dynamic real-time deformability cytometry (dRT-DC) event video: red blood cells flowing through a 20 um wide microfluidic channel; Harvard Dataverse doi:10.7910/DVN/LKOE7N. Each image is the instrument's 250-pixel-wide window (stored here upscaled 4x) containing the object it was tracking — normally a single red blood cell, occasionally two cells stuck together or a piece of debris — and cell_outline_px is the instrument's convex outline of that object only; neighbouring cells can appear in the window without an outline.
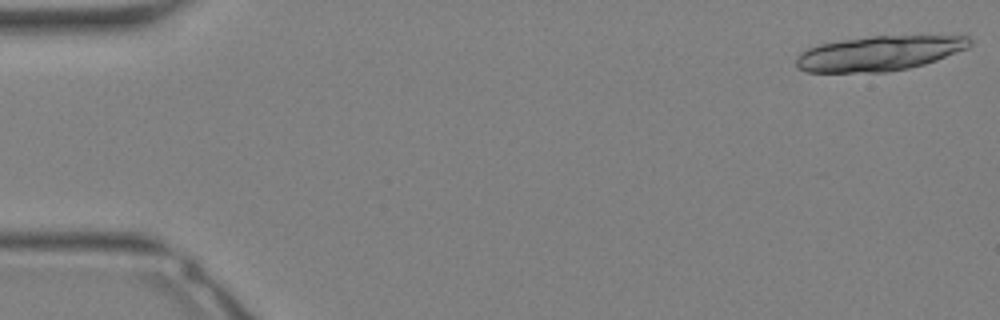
{"species": "Egyptian fruit bat (a non-hibernating species)", "species_latin": "Rousettus aegyptiacus", "temperature_condition": "warm", "stored_images_in_passage": 13, "camera_frame_rate_fps": 3000, "um_per_image_px": 0.085, "animal": {"sex": "female"}, "frame": {"image": 1, "passage_image": 1, "time_ms": 0.0, "image_size_px": [1000, 320], "cell_outline_px": [[972, 44], [968, 48], [936, 60], [924, 64], [908, 68], [888, 72], [804, 72], [796, 64], [796, 56], [800, 52], [808, 48], [820, 44], [840, 40], [872, 36], [968, 36], [972, 40]], "centroid_in_image_um": [74.72, 4.53], "position_along_channel_um": 10.3, "area_um2": 35.2}}
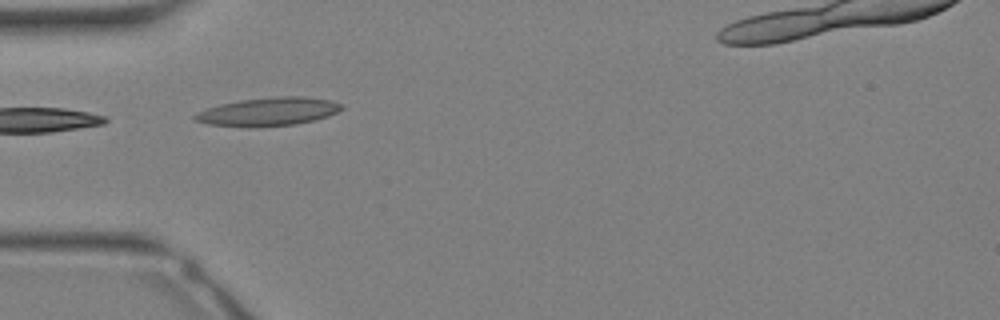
{"frame": {"image": 2, "passage_image": 11, "time_ms": 3.333, "image_size_px": [1000, 320], "cell_outline_px": [[344, 108], [328, 116], [316, 120], [296, 124], [256, 128], [248, 128], [208, 124], [196, 120], [192, 116], [196, 112], [220, 104], [240, 100], [280, 96], [300, 96], [328, 100], [344, 104]], "centroid_in_image_um": [22.8, 9.51], "position_along_channel_um": 62.2, "area_um2": 24.45}}
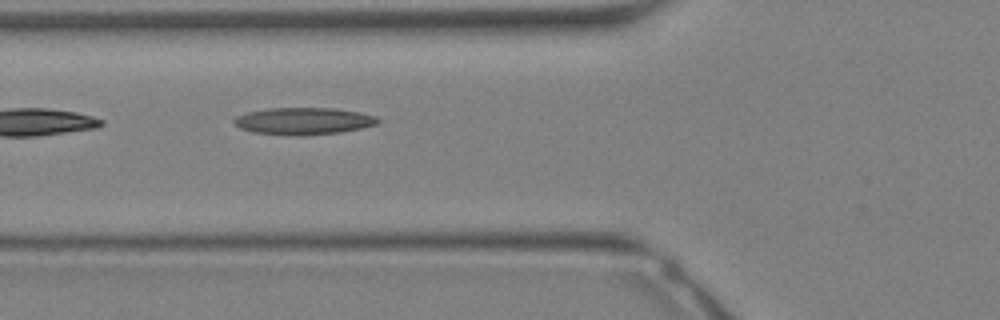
{"frame": {"image": 3, "passage_image": 13, "time_ms": 4.0, "image_size_px": [1000, 320], "cell_outline_px": [[380, 120], [376, 124], [360, 128], [340, 132], [252, 132], [240, 128], [232, 120], [236, 116], [248, 112], [268, 108], [336, 108], [360, 112], [376, 116]], "centroid_in_image_um": [25.83, 10.22], "position_along_channel_um": 100.0, "area_um2": 21.33}}